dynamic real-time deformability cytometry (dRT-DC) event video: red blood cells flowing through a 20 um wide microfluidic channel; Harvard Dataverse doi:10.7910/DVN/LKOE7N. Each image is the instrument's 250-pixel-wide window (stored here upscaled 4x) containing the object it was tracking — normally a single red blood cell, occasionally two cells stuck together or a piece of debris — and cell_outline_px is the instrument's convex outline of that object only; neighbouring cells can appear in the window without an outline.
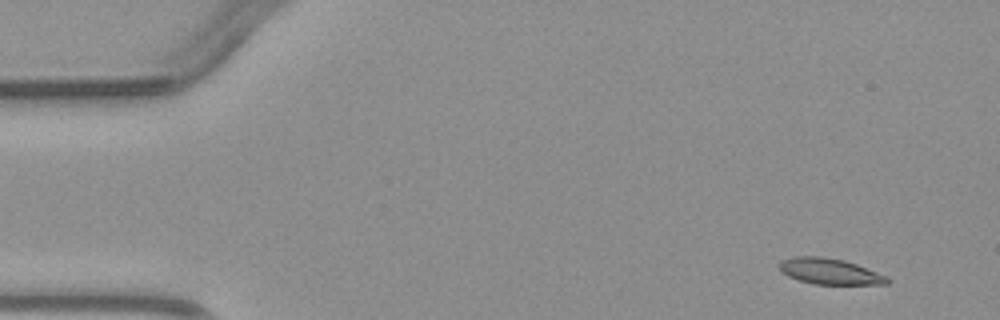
{"species": "common noctule bat (a hibernating species)", "species_latin": "Nyctalus noctula", "temperature_condition": "warm", "stored_images_in_passage": 4, "camera_frame_rate_fps": 3000, "um_per_image_px": 0.085, "animal": {"sex": "male", "body_mass_g": 23.1, "forearm_length_mm": 52.7}, "frame": {"image": 1, "passage_image": 1, "time_ms": 0.0, "image_size_px": [1000, 320], "cell_outline_px": [[892, 280], [888, 284], [812, 284], [788, 276], [780, 272], [780, 260], [792, 256], [824, 256], [844, 260], [856, 264], [888, 276]], "centroid_in_image_um": [70.53, 23.06], "position_along_channel_um": 14.5, "area_um2": 16.47}}
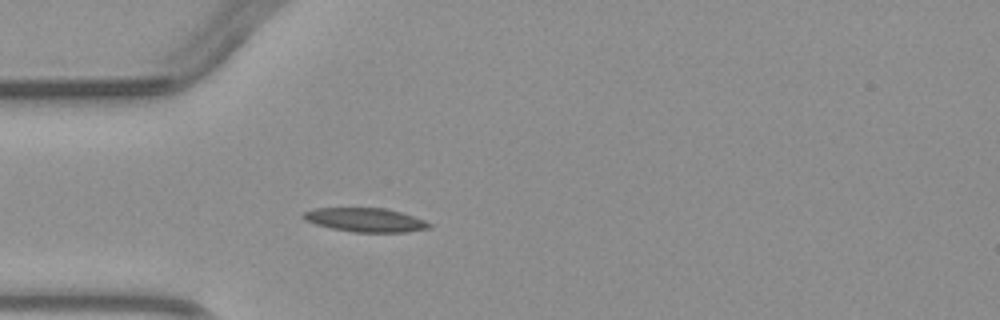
{"frame": {"image": 2, "passage_image": 4, "time_ms": 3.333, "image_size_px": [1000, 320], "cell_outline_px": [[432, 228], [408, 232], [356, 232], [332, 228], [316, 224], [300, 216], [304, 212], [316, 208], [384, 208], [400, 212], [424, 220], [432, 224]], "centroid_in_image_um": [31.1, 18.69], "position_along_channel_um": 53.9, "area_um2": 17.34}}